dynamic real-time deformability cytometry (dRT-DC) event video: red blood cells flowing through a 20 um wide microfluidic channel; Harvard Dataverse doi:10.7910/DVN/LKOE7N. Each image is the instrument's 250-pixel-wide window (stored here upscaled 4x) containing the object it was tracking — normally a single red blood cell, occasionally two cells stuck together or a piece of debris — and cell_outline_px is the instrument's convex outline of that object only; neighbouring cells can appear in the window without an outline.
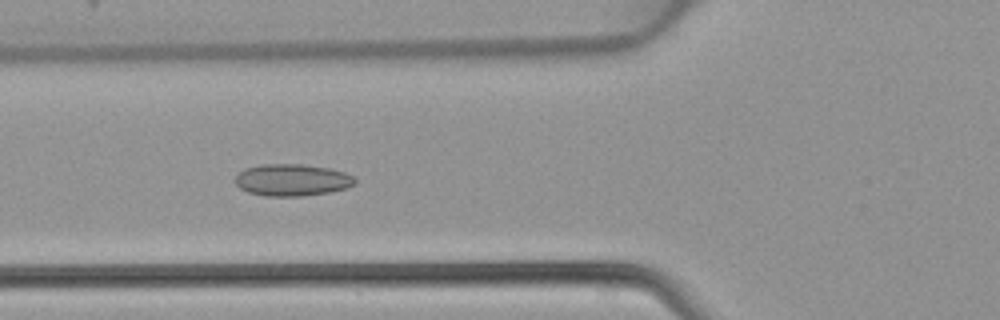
{"species": "common noctule bat (a hibernating species)", "species_latin": "Nyctalus noctula", "temperature_condition": "warm", "stored_images_in_passage": 40, "camera_frame_rate_fps": 3000, "um_per_image_px": 0.085, "animal": {"sex": "female", "body_mass_g": 22.7, "forearm_length_mm": 54.2}, "frame": {"image": 1, "passage_image": 11, "time_ms": 3.333, "image_size_px": [1000, 320], "cell_outline_px": [[356, 184], [348, 188], [328, 192], [300, 196], [264, 196], [248, 192], [240, 188], [236, 184], [236, 176], [244, 168], [264, 164], [300, 164], [328, 168], [344, 172], [352, 176], [356, 180]], "centroid_in_image_um": [24.83, 15.3], "position_along_channel_um": 101.0, "area_um2": 22.2}}
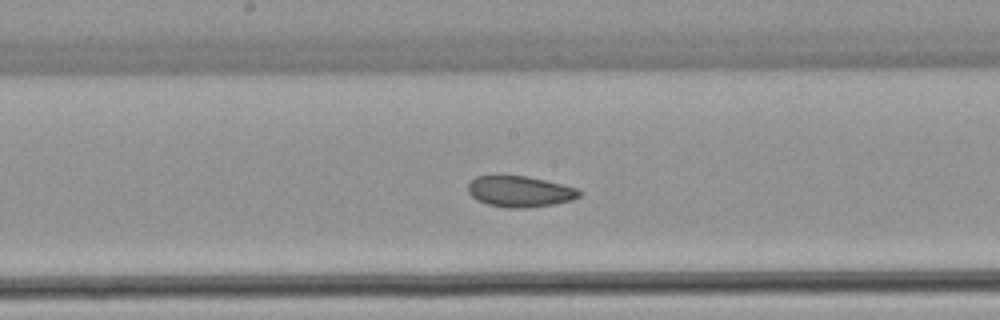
{"frame": {"image": 2, "passage_image": 18, "time_ms": 5.667, "image_size_px": [1000, 320], "cell_outline_px": [[580, 196], [572, 200], [556, 204], [524, 208], [508, 208], [488, 204], [476, 200], [468, 192], [468, 184], [476, 176], [528, 176], [576, 188], [580, 192]], "centroid_in_image_um": [44.17, 16.29], "position_along_channel_um": 204.0, "area_um2": 19.94}}
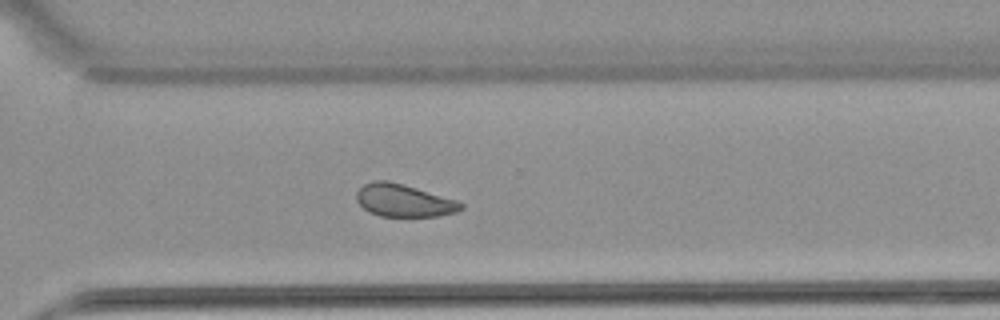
{"frame": {"image": 3, "passage_image": 27, "time_ms": 8.667, "image_size_px": [1000, 320], "cell_outline_px": [[464, 208], [456, 212], [436, 216], [380, 216], [368, 212], [356, 200], [356, 192], [364, 184], [372, 180], [384, 180], [416, 188], [456, 200], [464, 204]], "centroid_in_image_um": [34.3, 17.05], "position_along_channel_um": 336.3, "area_um2": 19.59}}